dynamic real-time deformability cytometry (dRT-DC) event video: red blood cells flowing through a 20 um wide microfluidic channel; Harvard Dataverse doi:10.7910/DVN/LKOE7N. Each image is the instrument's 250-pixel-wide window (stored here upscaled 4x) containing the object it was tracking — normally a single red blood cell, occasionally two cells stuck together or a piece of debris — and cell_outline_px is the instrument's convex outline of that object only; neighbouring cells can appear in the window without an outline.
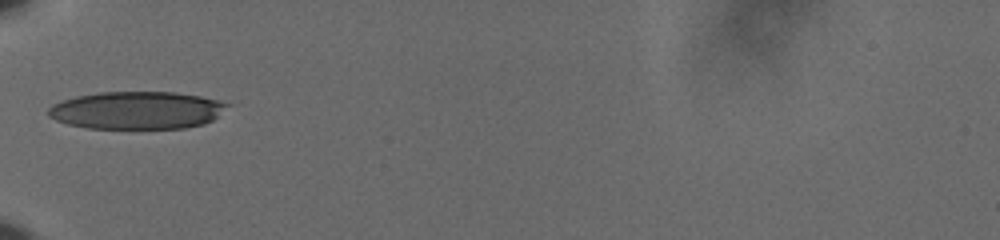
{"species": "human", "species_latin": "Homo sapiens", "temperature_condition": "cold", "stored_images_in_passage": 37, "camera_frame_rate_fps": 3000, "um_per_image_px": 0.085, "donor": {"sex": "male"}, "frame": {"image": 1, "passage_image": 1, "time_ms": 0.0, "image_size_px": [1000, 240], "cell_outline_px": [[232, 104], [212, 120], [204, 124], [184, 128], [88, 128], [68, 124], [56, 120], [48, 116], [48, 108], [52, 104], [76, 96], [100, 92], [172, 92], [200, 96], [220, 100]], "centroid_in_image_um": [11.65, 9.37], "position_along_channel_um": 73.4, "area_um2": 39.25}}
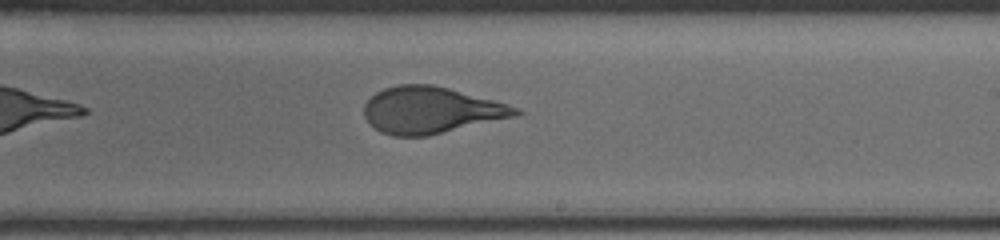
{"frame": {"image": 2, "passage_image": 16, "time_ms": 5.0, "image_size_px": [1000, 240], "cell_outline_px": [[524, 112], [516, 116], [428, 136], [392, 136], [380, 132], [364, 116], [364, 104], [376, 92], [384, 88], [396, 84], [432, 84], [448, 88], [508, 104]], "centroid_in_image_um": [36.61, 9.36], "position_along_channel_um": 252.4, "area_um2": 40.98}}
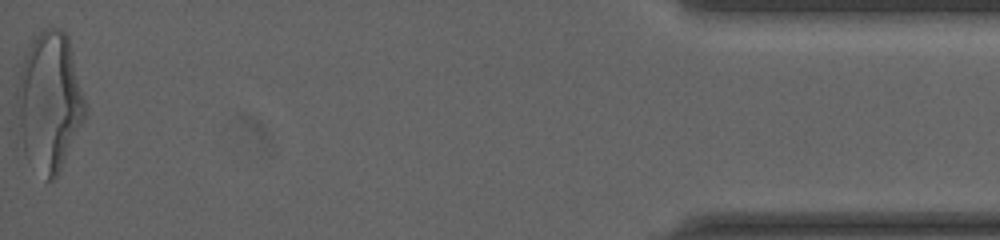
{"frame": {"image": 3, "passage_image": 37, "time_ms": 12.0, "image_size_px": [1000, 240], "cell_outline_px": [[88, 108], [84, 120], [56, 176], [52, 180], [48, 180], [24, 156], [16, 96], [16, 88], [20, 68], [24, 56], [32, 40], [44, 28], [60, 28], [68, 36], [88, 104]], "centroid_in_image_um": [4.23, 8.58], "position_along_channel_um": 431.0, "area_um2": 55.03}, "authors_computed_cell_mechanics": {"area_um2": 41.7316, "velocity_mm_per_s": 3.6354, "shape_relaxation_time_tau1_ms": 4.5544, "shape_relaxation_time_tau2_ms": null, "deformation_change_tau1": 0.1806, "deformation_change_tau2": null}}